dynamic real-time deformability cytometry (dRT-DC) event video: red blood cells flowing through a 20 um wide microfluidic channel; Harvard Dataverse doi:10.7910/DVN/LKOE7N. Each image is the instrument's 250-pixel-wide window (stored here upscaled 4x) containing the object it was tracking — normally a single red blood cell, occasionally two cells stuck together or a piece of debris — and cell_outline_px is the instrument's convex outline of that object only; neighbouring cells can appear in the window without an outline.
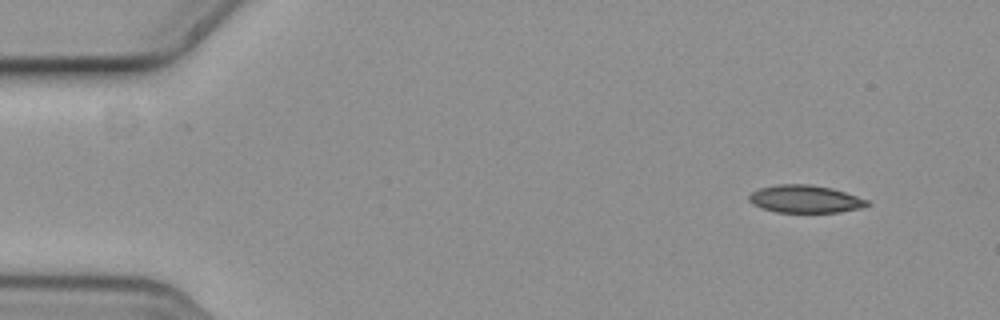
{"species": "common noctule bat (a hibernating species)", "species_latin": "Nyctalus noctula", "temperature_condition": "cold", "stored_images_in_passage": 3, "camera_frame_rate_fps": 3000, "um_per_image_px": 0.085, "animal": {"sex": "female", "body_mass_g": 19.3, "forearm_length_mm": 54.1}, "frame": {"image": 1, "passage_image": 1, "time_ms": 0.0, "image_size_px": [1000, 320], "cell_outline_px": [[872, 204], [840, 212], [776, 212], [760, 208], [752, 204], [748, 200], [748, 196], [752, 192], [760, 188], [780, 184], [808, 184], [832, 188], [868, 200]], "centroid_in_image_um": [68.39, 16.92], "position_along_channel_um": 16.6, "area_um2": 18.9}}
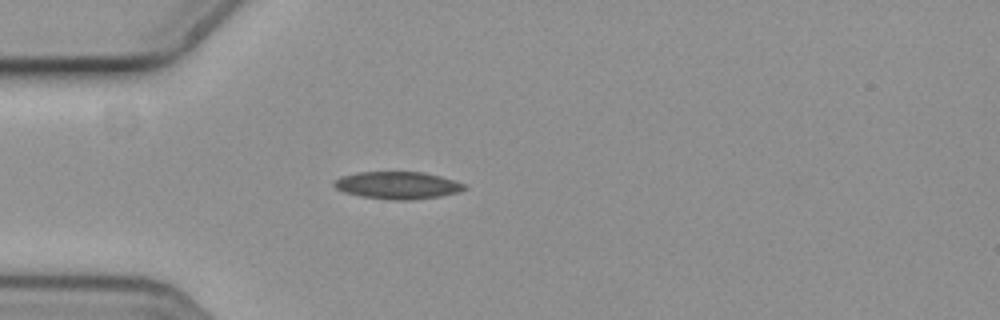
{"frame": {"image": 2, "passage_image": 3, "time_ms": 0.667, "image_size_px": [1000, 320], "cell_outline_px": [[468, 188], [460, 192], [440, 196], [412, 200], [388, 200], [360, 196], [344, 192], [336, 188], [332, 184], [340, 176], [360, 172], [424, 172], [440, 176], [468, 184]], "centroid_in_image_um": [33.84, 15.75], "position_along_channel_um": 51.2, "area_um2": 20.98}}